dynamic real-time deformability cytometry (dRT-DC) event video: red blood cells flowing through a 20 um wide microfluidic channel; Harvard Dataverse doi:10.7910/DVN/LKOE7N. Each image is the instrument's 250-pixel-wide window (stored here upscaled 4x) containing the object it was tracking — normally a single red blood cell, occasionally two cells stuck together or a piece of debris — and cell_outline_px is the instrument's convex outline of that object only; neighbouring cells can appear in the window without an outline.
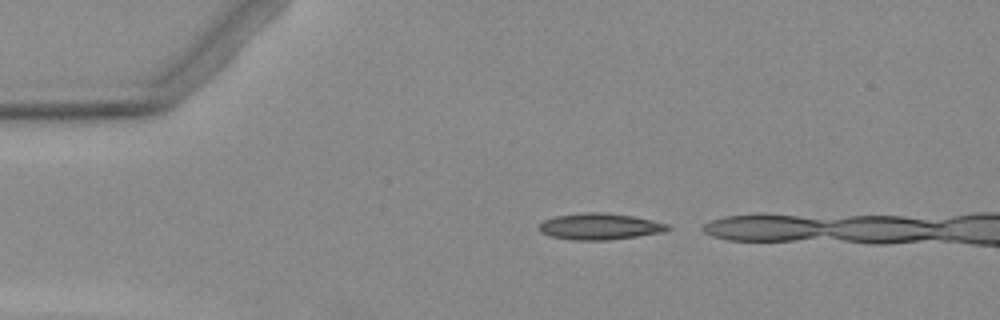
{"species": "Egyptian fruit bat (a non-hibernating species)", "species_latin": "Rousettus aegyptiacus", "temperature_condition": "warm", "stored_images_in_passage": 4, "camera_frame_rate_fps": 3000, "um_per_image_px": 0.085, "animal": {"sex": "female"}, "frame": {"image": 1, "passage_image": 1, "time_ms": 0.0, "image_size_px": [1000, 320], "cell_outline_px": [[672, 228], [664, 232], [608, 240], [572, 240], [552, 236], [540, 232], [536, 228], [544, 220], [556, 216], [584, 212], [604, 212], [632, 216], [672, 224]], "centroid_in_image_um": [51.0, 19.25], "position_along_channel_um": 34.0, "area_um2": 19.88}}